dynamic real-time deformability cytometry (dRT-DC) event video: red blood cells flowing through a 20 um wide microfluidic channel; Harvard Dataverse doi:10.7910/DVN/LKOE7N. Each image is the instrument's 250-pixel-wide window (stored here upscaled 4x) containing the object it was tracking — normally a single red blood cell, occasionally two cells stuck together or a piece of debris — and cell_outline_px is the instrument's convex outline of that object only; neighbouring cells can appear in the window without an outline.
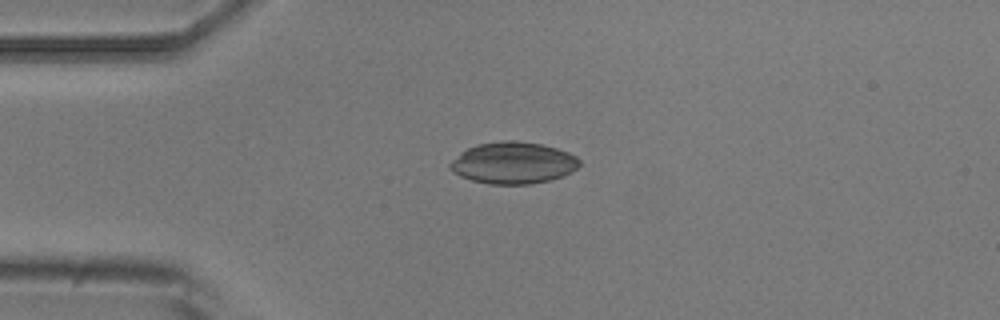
{"species": "common noctule bat (a hibernating species)", "species_latin": "Nyctalus noctula", "temperature_condition": "room temperature", "stored_images_in_passage": 2, "camera_frame_rate_fps": 3000, "um_per_image_px": 0.085, "animal": {"sex": "male", "body_mass_g": 20.5, "forearm_length_mm": 52.5}, "frame": {"image": 1, "passage_image": 1, "time_ms": 0.0, "image_size_px": [1000, 320], "cell_outline_px": [[580, 164], [576, 168], [560, 176], [548, 180], [532, 184], [488, 184], [472, 180], [460, 176], [452, 172], [448, 168], [448, 164], [460, 152], [476, 144], [500, 140], [516, 140], [540, 144], [556, 148], [568, 152], [576, 156], [580, 160]], "centroid_in_image_um": [43.56, 13.83], "position_along_channel_um": 41.4, "area_um2": 31.5}}